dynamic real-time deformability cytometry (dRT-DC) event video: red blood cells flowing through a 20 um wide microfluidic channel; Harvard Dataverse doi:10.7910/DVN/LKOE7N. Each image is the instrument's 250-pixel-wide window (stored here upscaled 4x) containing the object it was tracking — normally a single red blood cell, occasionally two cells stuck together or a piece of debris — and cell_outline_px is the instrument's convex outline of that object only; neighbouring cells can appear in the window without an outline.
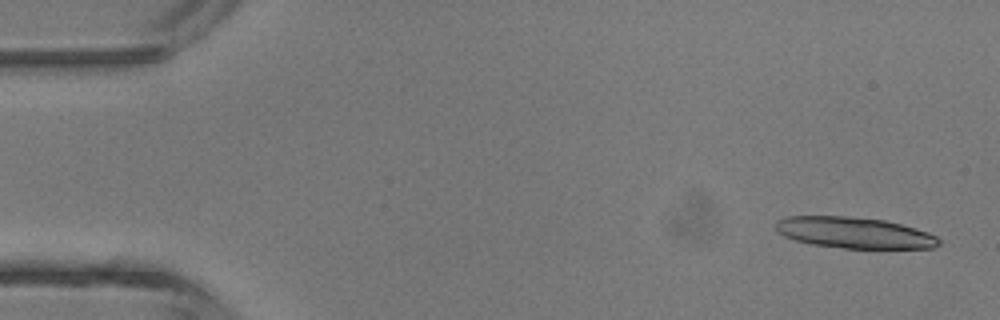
{"species": "common noctule bat (a hibernating species)", "species_latin": "Nyctalus noctula", "temperature_condition": "room temperature", "stored_images_in_passage": 4, "camera_frame_rate_fps": 3000, "um_per_image_px": 0.085, "animal": {"sex": "male", "body_mass_g": 13.3}, "frame": {"image": 1, "passage_image": 1, "time_ms": 0.0, "image_size_px": [1000, 320], "cell_outline_px": [[940, 244], [932, 248], [844, 248], [812, 244], [796, 240], [784, 236], [776, 228], [776, 220], [788, 216], [848, 216], [884, 220], [916, 228], [928, 232], [936, 236], [940, 240]], "centroid_in_image_um": [72.63, 19.77], "position_along_channel_um": 12.4, "area_um2": 29.42}}